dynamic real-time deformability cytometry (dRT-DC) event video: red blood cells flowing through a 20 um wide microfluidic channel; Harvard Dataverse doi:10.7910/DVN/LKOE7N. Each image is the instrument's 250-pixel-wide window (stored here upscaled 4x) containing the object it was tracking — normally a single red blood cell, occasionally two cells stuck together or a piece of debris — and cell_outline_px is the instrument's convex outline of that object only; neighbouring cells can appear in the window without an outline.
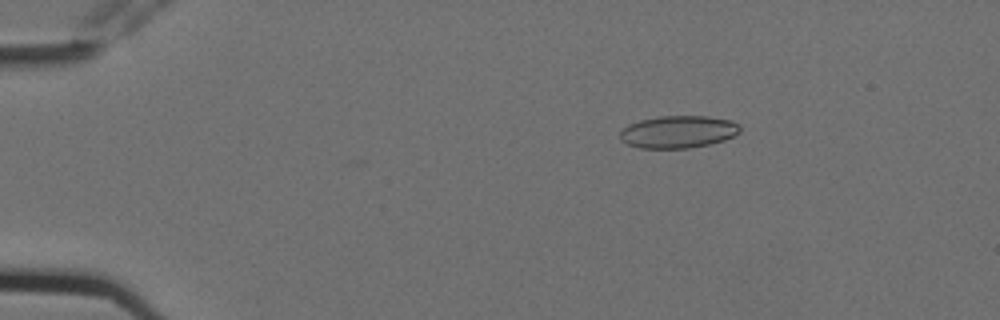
{"species": "Egyptian fruit bat (a non-hibernating species)", "species_latin": "Rousettus aegyptiacus", "temperature_condition": "cold", "stored_images_in_passage": 4, "camera_frame_rate_fps": 3000, "um_per_image_px": 0.085, "animal": {"sex": "female"}, "frame": {"image": 1, "passage_image": 2, "time_ms": 0.333, "image_size_px": [1000, 320], "cell_outline_px": [[740, 132], [724, 140], [708, 144], [688, 148], [640, 148], [628, 144], [620, 140], [620, 132], [628, 124], [640, 120], [660, 116], [708, 116], [728, 120], [740, 124]], "centroid_in_image_um": [57.63, 11.2], "position_along_channel_um": 27.4, "area_um2": 22.54}}